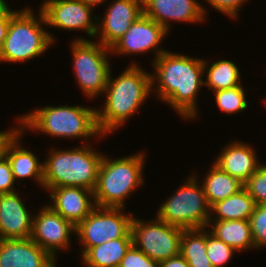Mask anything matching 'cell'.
Here are the masks:
<instances>
[{
	"label": "cell",
	"instance_id": "1",
	"mask_svg": "<svg viewBox=\"0 0 266 267\" xmlns=\"http://www.w3.org/2000/svg\"><path fill=\"white\" fill-rule=\"evenodd\" d=\"M152 60L156 72L151 74L152 90L157 99L171 105L183 119H196L199 115L196 97L204 85V60L168 50Z\"/></svg>",
	"mask_w": 266,
	"mask_h": 267
},
{
	"label": "cell",
	"instance_id": "2",
	"mask_svg": "<svg viewBox=\"0 0 266 267\" xmlns=\"http://www.w3.org/2000/svg\"><path fill=\"white\" fill-rule=\"evenodd\" d=\"M111 74L110 71L103 93L105 104L101 110L96 109L97 126L103 136L122 127L152 92L151 73L145 72L135 62L118 77L111 78Z\"/></svg>",
	"mask_w": 266,
	"mask_h": 267
},
{
	"label": "cell",
	"instance_id": "3",
	"mask_svg": "<svg viewBox=\"0 0 266 267\" xmlns=\"http://www.w3.org/2000/svg\"><path fill=\"white\" fill-rule=\"evenodd\" d=\"M20 129L34 130L48 136L78 138L84 141L91 136H103L96 122V107L84 106H45L19 117Z\"/></svg>",
	"mask_w": 266,
	"mask_h": 267
},
{
	"label": "cell",
	"instance_id": "4",
	"mask_svg": "<svg viewBox=\"0 0 266 267\" xmlns=\"http://www.w3.org/2000/svg\"><path fill=\"white\" fill-rule=\"evenodd\" d=\"M91 147L85 144L66 150L52 149L43 162V187L46 190L66 186L94 190L104 154Z\"/></svg>",
	"mask_w": 266,
	"mask_h": 267
},
{
	"label": "cell",
	"instance_id": "5",
	"mask_svg": "<svg viewBox=\"0 0 266 267\" xmlns=\"http://www.w3.org/2000/svg\"><path fill=\"white\" fill-rule=\"evenodd\" d=\"M144 153L109 159L103 156L93 190L98 207L125 208V201L135 188L144 184Z\"/></svg>",
	"mask_w": 266,
	"mask_h": 267
},
{
	"label": "cell",
	"instance_id": "6",
	"mask_svg": "<svg viewBox=\"0 0 266 267\" xmlns=\"http://www.w3.org/2000/svg\"><path fill=\"white\" fill-rule=\"evenodd\" d=\"M41 24L44 26L46 22L40 9L38 16L28 7L17 11L10 19L7 36L0 51V61L21 63L48 50L55 37Z\"/></svg>",
	"mask_w": 266,
	"mask_h": 267
},
{
	"label": "cell",
	"instance_id": "7",
	"mask_svg": "<svg viewBox=\"0 0 266 267\" xmlns=\"http://www.w3.org/2000/svg\"><path fill=\"white\" fill-rule=\"evenodd\" d=\"M197 175L187 178L184 185L159 206L156 217L183 229L206 228L211 216L203 186Z\"/></svg>",
	"mask_w": 266,
	"mask_h": 267
},
{
	"label": "cell",
	"instance_id": "8",
	"mask_svg": "<svg viewBox=\"0 0 266 267\" xmlns=\"http://www.w3.org/2000/svg\"><path fill=\"white\" fill-rule=\"evenodd\" d=\"M71 44L73 69L78 86L87 98L95 99L106 89L112 70L107 56L112 52L101 43L85 38H76Z\"/></svg>",
	"mask_w": 266,
	"mask_h": 267
},
{
	"label": "cell",
	"instance_id": "9",
	"mask_svg": "<svg viewBox=\"0 0 266 267\" xmlns=\"http://www.w3.org/2000/svg\"><path fill=\"white\" fill-rule=\"evenodd\" d=\"M124 208L98 207L76 226V236L83 246L81 256L90 248L117 238H132L133 215Z\"/></svg>",
	"mask_w": 266,
	"mask_h": 267
},
{
	"label": "cell",
	"instance_id": "10",
	"mask_svg": "<svg viewBox=\"0 0 266 267\" xmlns=\"http://www.w3.org/2000/svg\"><path fill=\"white\" fill-rule=\"evenodd\" d=\"M183 228L165 221H142L133 216L131 234L133 245L149 258L161 262L180 254Z\"/></svg>",
	"mask_w": 266,
	"mask_h": 267
},
{
	"label": "cell",
	"instance_id": "11",
	"mask_svg": "<svg viewBox=\"0 0 266 267\" xmlns=\"http://www.w3.org/2000/svg\"><path fill=\"white\" fill-rule=\"evenodd\" d=\"M40 10L46 26L65 30L85 31L91 38L96 37L98 16H93V7L81 0H45ZM95 22V23H94Z\"/></svg>",
	"mask_w": 266,
	"mask_h": 267
},
{
	"label": "cell",
	"instance_id": "12",
	"mask_svg": "<svg viewBox=\"0 0 266 267\" xmlns=\"http://www.w3.org/2000/svg\"><path fill=\"white\" fill-rule=\"evenodd\" d=\"M72 232H76V227L49 205H44L37 215H33L31 239L55 260L57 250L70 247Z\"/></svg>",
	"mask_w": 266,
	"mask_h": 267
},
{
	"label": "cell",
	"instance_id": "13",
	"mask_svg": "<svg viewBox=\"0 0 266 267\" xmlns=\"http://www.w3.org/2000/svg\"><path fill=\"white\" fill-rule=\"evenodd\" d=\"M168 31L151 18L142 14L131 24L127 32L110 48L115 55L146 54L154 50V58L166 52L160 48Z\"/></svg>",
	"mask_w": 266,
	"mask_h": 267
},
{
	"label": "cell",
	"instance_id": "14",
	"mask_svg": "<svg viewBox=\"0 0 266 267\" xmlns=\"http://www.w3.org/2000/svg\"><path fill=\"white\" fill-rule=\"evenodd\" d=\"M110 4L105 16L97 22L96 32V36H100L99 43L107 48H111L143 14V0H113Z\"/></svg>",
	"mask_w": 266,
	"mask_h": 267
},
{
	"label": "cell",
	"instance_id": "15",
	"mask_svg": "<svg viewBox=\"0 0 266 267\" xmlns=\"http://www.w3.org/2000/svg\"><path fill=\"white\" fill-rule=\"evenodd\" d=\"M206 12L205 7L197 0H143V14L168 32L170 21L201 24L207 18Z\"/></svg>",
	"mask_w": 266,
	"mask_h": 267
},
{
	"label": "cell",
	"instance_id": "16",
	"mask_svg": "<svg viewBox=\"0 0 266 267\" xmlns=\"http://www.w3.org/2000/svg\"><path fill=\"white\" fill-rule=\"evenodd\" d=\"M54 211L75 227L96 207L93 190L81 187H57L47 190Z\"/></svg>",
	"mask_w": 266,
	"mask_h": 267
},
{
	"label": "cell",
	"instance_id": "17",
	"mask_svg": "<svg viewBox=\"0 0 266 267\" xmlns=\"http://www.w3.org/2000/svg\"><path fill=\"white\" fill-rule=\"evenodd\" d=\"M56 262L31 238L0 239V267H57Z\"/></svg>",
	"mask_w": 266,
	"mask_h": 267
},
{
	"label": "cell",
	"instance_id": "18",
	"mask_svg": "<svg viewBox=\"0 0 266 267\" xmlns=\"http://www.w3.org/2000/svg\"><path fill=\"white\" fill-rule=\"evenodd\" d=\"M18 194H0V239L31 238L33 215Z\"/></svg>",
	"mask_w": 266,
	"mask_h": 267
},
{
	"label": "cell",
	"instance_id": "19",
	"mask_svg": "<svg viewBox=\"0 0 266 267\" xmlns=\"http://www.w3.org/2000/svg\"><path fill=\"white\" fill-rule=\"evenodd\" d=\"M245 142H230L222 148L221 153L215 159L214 164L221 170L229 173L232 177L245 183L259 167V160L255 149Z\"/></svg>",
	"mask_w": 266,
	"mask_h": 267
},
{
	"label": "cell",
	"instance_id": "20",
	"mask_svg": "<svg viewBox=\"0 0 266 267\" xmlns=\"http://www.w3.org/2000/svg\"><path fill=\"white\" fill-rule=\"evenodd\" d=\"M25 132L19 129L7 142L4 156L8 159L14 180L34 178L43 188V162L32 151L21 147L20 138Z\"/></svg>",
	"mask_w": 266,
	"mask_h": 267
},
{
	"label": "cell",
	"instance_id": "21",
	"mask_svg": "<svg viewBox=\"0 0 266 267\" xmlns=\"http://www.w3.org/2000/svg\"><path fill=\"white\" fill-rule=\"evenodd\" d=\"M206 228L236 252L255 248L249 220L209 221Z\"/></svg>",
	"mask_w": 266,
	"mask_h": 267
},
{
	"label": "cell",
	"instance_id": "22",
	"mask_svg": "<svg viewBox=\"0 0 266 267\" xmlns=\"http://www.w3.org/2000/svg\"><path fill=\"white\" fill-rule=\"evenodd\" d=\"M132 245V238H117L90 247L81 258L87 267H119L121 260Z\"/></svg>",
	"mask_w": 266,
	"mask_h": 267
},
{
	"label": "cell",
	"instance_id": "23",
	"mask_svg": "<svg viewBox=\"0 0 266 267\" xmlns=\"http://www.w3.org/2000/svg\"><path fill=\"white\" fill-rule=\"evenodd\" d=\"M255 207L256 203L254 199L243 187L236 194L213 204L210 207V211L212 214L214 212V215L215 213L217 215H215V218L211 214L209 221L249 220Z\"/></svg>",
	"mask_w": 266,
	"mask_h": 267
},
{
	"label": "cell",
	"instance_id": "24",
	"mask_svg": "<svg viewBox=\"0 0 266 267\" xmlns=\"http://www.w3.org/2000/svg\"><path fill=\"white\" fill-rule=\"evenodd\" d=\"M201 183L206 195L207 202L211 207L216 202L225 200L229 196L236 194L243 188V183L232 177L229 173L221 170L212 163L207 176Z\"/></svg>",
	"mask_w": 266,
	"mask_h": 267
},
{
	"label": "cell",
	"instance_id": "25",
	"mask_svg": "<svg viewBox=\"0 0 266 267\" xmlns=\"http://www.w3.org/2000/svg\"><path fill=\"white\" fill-rule=\"evenodd\" d=\"M203 66L204 74H207L204 85L209 90L219 91L241 85L240 70L234 62L224 59L213 62L209 66L208 62L204 59ZM207 68L208 70H206Z\"/></svg>",
	"mask_w": 266,
	"mask_h": 267
},
{
	"label": "cell",
	"instance_id": "26",
	"mask_svg": "<svg viewBox=\"0 0 266 267\" xmlns=\"http://www.w3.org/2000/svg\"><path fill=\"white\" fill-rule=\"evenodd\" d=\"M206 229H183L180 254L190 267H213L206 252Z\"/></svg>",
	"mask_w": 266,
	"mask_h": 267
},
{
	"label": "cell",
	"instance_id": "27",
	"mask_svg": "<svg viewBox=\"0 0 266 267\" xmlns=\"http://www.w3.org/2000/svg\"><path fill=\"white\" fill-rule=\"evenodd\" d=\"M217 107L224 113L234 114L243 112L248 107L246 94L242 84L233 88L214 91Z\"/></svg>",
	"mask_w": 266,
	"mask_h": 267
},
{
	"label": "cell",
	"instance_id": "28",
	"mask_svg": "<svg viewBox=\"0 0 266 267\" xmlns=\"http://www.w3.org/2000/svg\"><path fill=\"white\" fill-rule=\"evenodd\" d=\"M208 230V231H207ZM206 230V252L213 267L226 265L236 251Z\"/></svg>",
	"mask_w": 266,
	"mask_h": 267
},
{
	"label": "cell",
	"instance_id": "29",
	"mask_svg": "<svg viewBox=\"0 0 266 267\" xmlns=\"http://www.w3.org/2000/svg\"><path fill=\"white\" fill-rule=\"evenodd\" d=\"M256 205L266 204V164H261L250 178L243 184Z\"/></svg>",
	"mask_w": 266,
	"mask_h": 267
},
{
	"label": "cell",
	"instance_id": "30",
	"mask_svg": "<svg viewBox=\"0 0 266 267\" xmlns=\"http://www.w3.org/2000/svg\"><path fill=\"white\" fill-rule=\"evenodd\" d=\"M255 248L266 247V204L256 205L249 219Z\"/></svg>",
	"mask_w": 266,
	"mask_h": 267
},
{
	"label": "cell",
	"instance_id": "31",
	"mask_svg": "<svg viewBox=\"0 0 266 267\" xmlns=\"http://www.w3.org/2000/svg\"><path fill=\"white\" fill-rule=\"evenodd\" d=\"M119 267H159V262L149 258L132 245L121 260Z\"/></svg>",
	"mask_w": 266,
	"mask_h": 267
},
{
	"label": "cell",
	"instance_id": "32",
	"mask_svg": "<svg viewBox=\"0 0 266 267\" xmlns=\"http://www.w3.org/2000/svg\"><path fill=\"white\" fill-rule=\"evenodd\" d=\"M215 10L227 15L229 18L235 19L238 17L241 5L248 0H206Z\"/></svg>",
	"mask_w": 266,
	"mask_h": 267
},
{
	"label": "cell",
	"instance_id": "33",
	"mask_svg": "<svg viewBox=\"0 0 266 267\" xmlns=\"http://www.w3.org/2000/svg\"><path fill=\"white\" fill-rule=\"evenodd\" d=\"M15 180L8 159L3 155L0 158V194L15 192Z\"/></svg>",
	"mask_w": 266,
	"mask_h": 267
},
{
	"label": "cell",
	"instance_id": "34",
	"mask_svg": "<svg viewBox=\"0 0 266 267\" xmlns=\"http://www.w3.org/2000/svg\"><path fill=\"white\" fill-rule=\"evenodd\" d=\"M17 11L18 10H11L9 8L3 15L0 16V51L7 36L10 19Z\"/></svg>",
	"mask_w": 266,
	"mask_h": 267
},
{
	"label": "cell",
	"instance_id": "35",
	"mask_svg": "<svg viewBox=\"0 0 266 267\" xmlns=\"http://www.w3.org/2000/svg\"><path fill=\"white\" fill-rule=\"evenodd\" d=\"M19 124L16 128L8 129V131H0V158L4 155V150L6 147L7 142L10 140V138L20 129V120L19 117L16 119Z\"/></svg>",
	"mask_w": 266,
	"mask_h": 267
},
{
	"label": "cell",
	"instance_id": "36",
	"mask_svg": "<svg viewBox=\"0 0 266 267\" xmlns=\"http://www.w3.org/2000/svg\"><path fill=\"white\" fill-rule=\"evenodd\" d=\"M159 267H190L184 257L179 254L167 260L159 262Z\"/></svg>",
	"mask_w": 266,
	"mask_h": 267
},
{
	"label": "cell",
	"instance_id": "37",
	"mask_svg": "<svg viewBox=\"0 0 266 267\" xmlns=\"http://www.w3.org/2000/svg\"><path fill=\"white\" fill-rule=\"evenodd\" d=\"M81 1H83L88 6L95 7L97 6V4L99 5L105 3L106 0H81Z\"/></svg>",
	"mask_w": 266,
	"mask_h": 267
},
{
	"label": "cell",
	"instance_id": "38",
	"mask_svg": "<svg viewBox=\"0 0 266 267\" xmlns=\"http://www.w3.org/2000/svg\"><path fill=\"white\" fill-rule=\"evenodd\" d=\"M6 0H0V16L3 15L10 7Z\"/></svg>",
	"mask_w": 266,
	"mask_h": 267
}]
</instances>
